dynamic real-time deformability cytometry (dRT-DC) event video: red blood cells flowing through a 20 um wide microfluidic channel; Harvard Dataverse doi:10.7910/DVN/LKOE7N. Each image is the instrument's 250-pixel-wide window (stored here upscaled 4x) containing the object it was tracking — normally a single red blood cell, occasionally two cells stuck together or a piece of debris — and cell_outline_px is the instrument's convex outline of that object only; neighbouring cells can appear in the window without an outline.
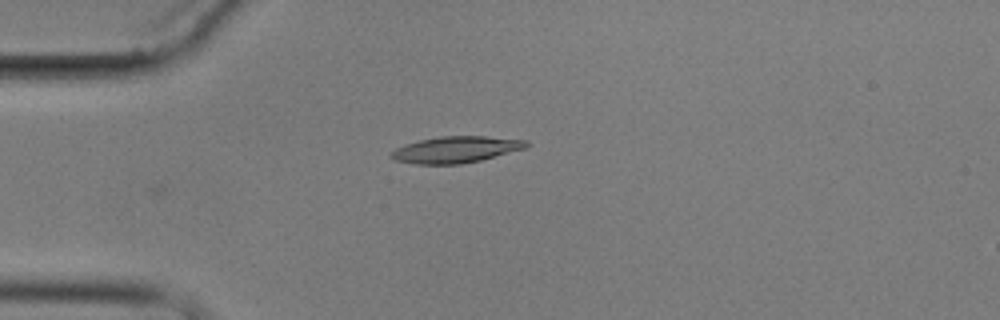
{"species": "common noctule bat (a hibernating species)", "species_latin": "Nyctalus noctula", "temperature_condition": "cold", "stored_images_in_passage": 4, "camera_frame_rate_fps": 3000, "um_per_image_px": 0.085, "animal": {"sex": "male", "body_mass_g": 17.9}, "frame": {"image": 1, "passage_image": 4, "time_ms": 4.333, "image_size_px": [1000, 320], "cell_outline_px": [[528, 144], [524, 148], [480, 160], [460, 164], [416, 164], [396, 160], [388, 156], [396, 148], [420, 140], [440, 136], [484, 136], [528, 140]], "centroid_in_image_um": [38.73, 12.71], "position_along_channel_um": 46.3, "area_um2": 20.46}}